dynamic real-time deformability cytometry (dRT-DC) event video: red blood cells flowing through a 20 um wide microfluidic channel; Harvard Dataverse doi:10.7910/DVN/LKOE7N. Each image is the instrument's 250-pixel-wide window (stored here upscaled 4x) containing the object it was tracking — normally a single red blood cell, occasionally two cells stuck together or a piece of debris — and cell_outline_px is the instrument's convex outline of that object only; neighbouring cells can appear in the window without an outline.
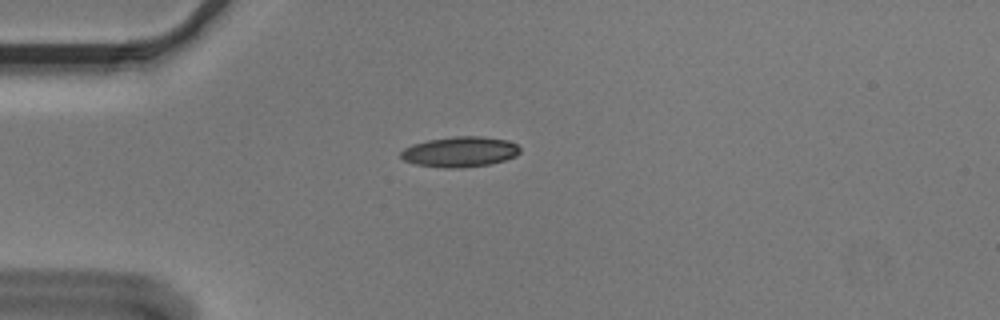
{"species": "Egyptian fruit bat (a non-hibernating species)", "species_latin": "Rousettus aegyptiacus", "temperature_condition": "cold", "stored_images_in_passage": 6, "camera_frame_rate_fps": 3000, "um_per_image_px": 0.085, "animal": {"sex": "male"}, "frame": {"image": 1, "passage_image": 1, "time_ms": 0.0, "image_size_px": [1000, 320], "cell_outline_px": [[520, 152], [516, 156], [504, 160], [488, 164], [460, 168], [444, 168], [416, 164], [404, 160], [400, 156], [400, 152], [404, 148], [412, 144], [428, 140], [452, 136], [480, 136], [508, 140], [516, 144], [520, 148]], "centroid_in_image_um": [39.09, 12.89], "position_along_channel_um": 45.9, "area_um2": 21.1}}
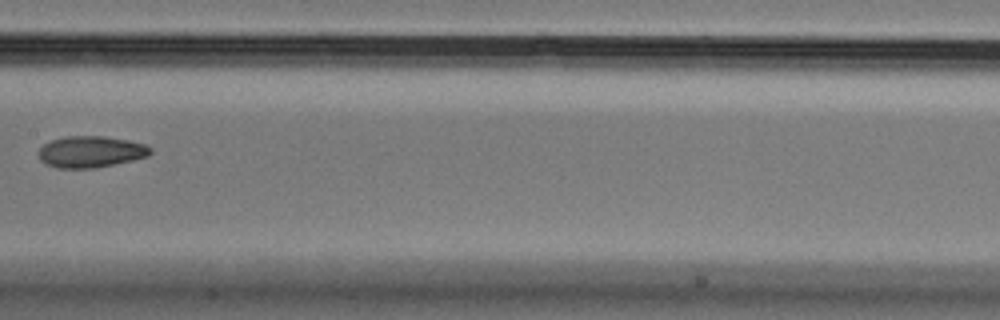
{"frame": {"image": 2, "passage_image": 5, "time_ms": 1.333, "image_size_px": [1000, 320], "cell_outline_px": [[152, 152], [148, 156], [132, 160], [96, 168], [56, 168], [40, 160], [40, 148], [44, 144], [52, 140], [68, 136], [104, 136], [128, 140], [144, 144], [152, 148]], "centroid_in_image_um": [7.74, 12.9], "position_along_channel_um": 199.7, "area_um2": 20.35}}
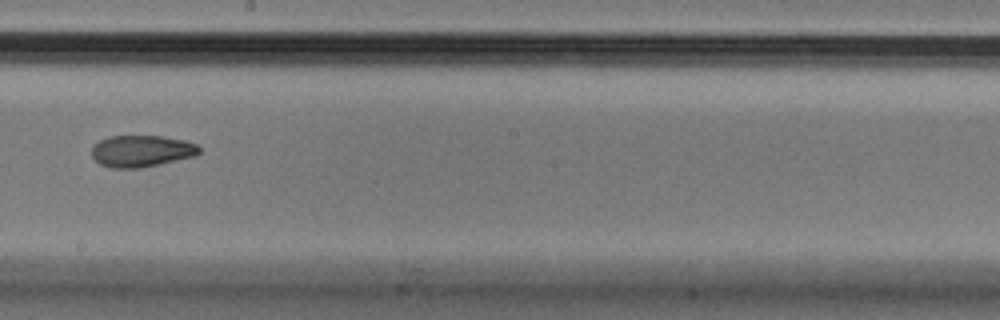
{"frame": {"image": 3, "passage_image": 6, "time_ms": 1.667, "image_size_px": [1000, 320], "cell_outline_px": [[200, 152], [196, 156], [140, 168], [112, 168], [100, 164], [92, 156], [92, 144], [108, 136], [160, 136], [184, 140], [196, 144], [200, 148]], "centroid_in_image_um": [12.01, 12.84], "position_along_channel_um": 236.2, "area_um2": 19.88}}